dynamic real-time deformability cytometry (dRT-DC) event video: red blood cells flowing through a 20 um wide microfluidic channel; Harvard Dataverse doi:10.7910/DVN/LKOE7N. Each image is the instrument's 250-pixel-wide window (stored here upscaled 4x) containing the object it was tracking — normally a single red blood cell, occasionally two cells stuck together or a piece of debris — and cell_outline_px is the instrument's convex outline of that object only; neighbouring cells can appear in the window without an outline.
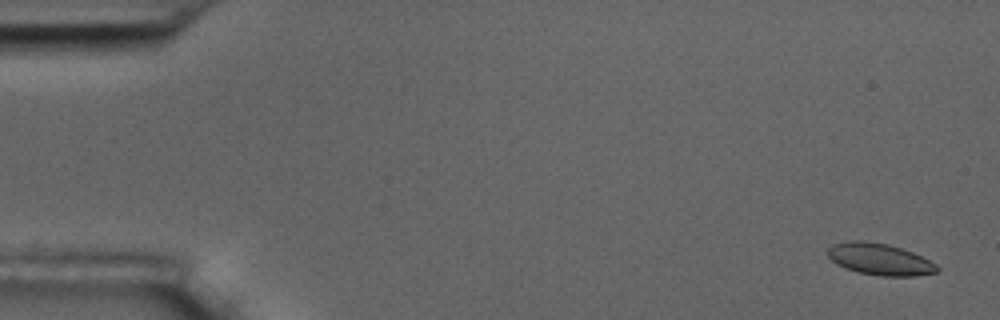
{"species": "common noctule bat (a hibernating species)", "species_latin": "Nyctalus noctula", "temperature_condition": "room temperature", "stored_images_in_passage": 6, "segment_of_instrument_passage": [1, 2], "camera_frame_rate_fps": 3000, "um_per_image_px": 0.085, "animal": {"sex": "male", "body_mass_g": 17.5, "forearm_length_mm": 52.3}, "frame": {"image": 1, "passage_image": 1, "time_ms": 0.0, "image_size_px": [1000, 320], "cell_outline_px": [[940, 268], [936, 272], [916, 276], [880, 276], [856, 272], [836, 264], [828, 256], [828, 248], [832, 244], [852, 240], [864, 240], [888, 244], [912, 252], [936, 264]], "centroid_in_image_um": [74.75, 22.03], "position_along_channel_um": 10.2, "area_um2": 20.17}}